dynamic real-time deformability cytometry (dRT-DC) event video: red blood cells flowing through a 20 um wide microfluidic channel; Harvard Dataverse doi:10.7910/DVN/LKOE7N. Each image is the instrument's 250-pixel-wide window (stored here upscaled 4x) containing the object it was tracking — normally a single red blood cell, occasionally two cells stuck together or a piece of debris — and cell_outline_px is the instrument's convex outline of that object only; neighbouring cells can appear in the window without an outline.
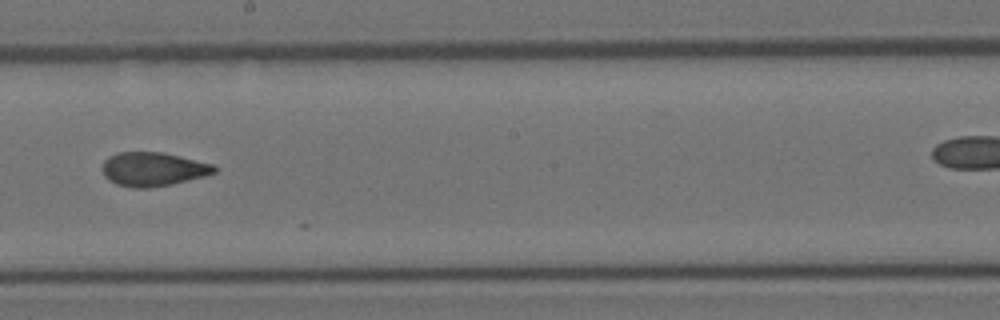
{"species": "Egyptian fruit bat (a non-hibernating species)", "species_latin": "Rousettus aegyptiacus", "temperature_condition": "room temperature", "stored_images_in_passage": 22, "camera_frame_rate_fps": 3000, "um_per_image_px": 0.085, "animal": {"sex": "female"}, "frame": {"image": 1, "passage_image": 18, "time_ms": 5.667, "image_size_px": [1000, 320], "cell_outline_px": [[216, 172], [204, 176], [172, 184], [148, 188], [132, 188], [116, 184], [108, 180], [104, 176], [104, 160], [108, 156], [120, 152], [160, 152], [180, 156], [212, 164], [216, 168]], "centroid_in_image_um": [12.99, 14.38], "position_along_channel_um": 235.2, "area_um2": 21.96}}